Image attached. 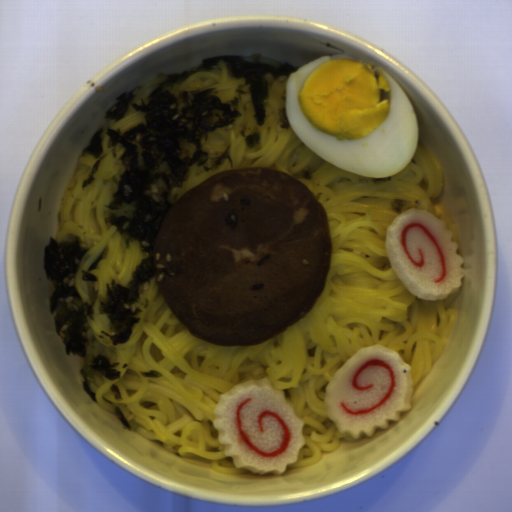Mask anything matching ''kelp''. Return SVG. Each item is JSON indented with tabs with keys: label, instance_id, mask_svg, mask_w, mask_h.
I'll return each mask as SVG.
<instances>
[{
	"label": "kelp",
	"instance_id": "kelp-1",
	"mask_svg": "<svg viewBox=\"0 0 512 512\" xmlns=\"http://www.w3.org/2000/svg\"><path fill=\"white\" fill-rule=\"evenodd\" d=\"M221 60L231 77H243L245 81L236 90L234 100L222 104L218 96L212 95L211 88L172 93L174 85L197 71H210ZM297 70L292 64L258 53L211 56L182 72L159 74L146 98L142 95L144 86L128 89L105 111L79 156L91 155L95 160L82 189L95 181L106 157L103 142L108 136L111 158L118 159L124 171L110 203L104 205L108 212L103 221L117 230L124 248L130 249V243L137 241L141 253L147 254L133 270L130 282L122 284L112 278L99 299V315L104 314L115 333L100 332L111 340L112 346L128 342L140 322L143 309L134 310V304L141 300L147 283L156 278L155 250L163 218L179 199L177 194L171 197L173 190L184 187L192 165L207 173L217 170L227 159L230 170L234 169L228 153L231 145L225 152H210L204 146L207 135L241 118L237 108L247 85L253 118L262 127L273 84L281 76L289 79ZM131 108L145 114L146 125L140 123L120 136L110 124L122 119Z\"/></svg>",
	"mask_w": 512,
	"mask_h": 512
},
{
	"label": "kelp",
	"instance_id": "kelp-2",
	"mask_svg": "<svg viewBox=\"0 0 512 512\" xmlns=\"http://www.w3.org/2000/svg\"><path fill=\"white\" fill-rule=\"evenodd\" d=\"M90 249L82 246V236L67 234L62 240L50 237L43 246V270L46 280L54 287L48 312L52 315L54 329L66 356L81 357L79 369L83 378L82 389L96 401L91 381L104 376L108 381L120 378L116 369L120 362L112 363L114 350L101 343L87 320L93 321L94 306L99 298L97 289H91L90 303L84 301L78 291L76 278L81 263Z\"/></svg>",
	"mask_w": 512,
	"mask_h": 512
},
{
	"label": "kelp",
	"instance_id": "kelp-3",
	"mask_svg": "<svg viewBox=\"0 0 512 512\" xmlns=\"http://www.w3.org/2000/svg\"><path fill=\"white\" fill-rule=\"evenodd\" d=\"M108 251H109V249L107 247H104V249L95 258V260L92 262V264L89 266L88 269H81L82 282H91V283L99 282L98 276L93 274L92 271H95L96 269L99 268V264L102 260H106Z\"/></svg>",
	"mask_w": 512,
	"mask_h": 512
},
{
	"label": "kelp",
	"instance_id": "kelp-4",
	"mask_svg": "<svg viewBox=\"0 0 512 512\" xmlns=\"http://www.w3.org/2000/svg\"><path fill=\"white\" fill-rule=\"evenodd\" d=\"M391 208L394 212H396L397 214L400 215L401 213H403L405 211L411 210L412 205H411V203H409L403 199L396 198L391 202Z\"/></svg>",
	"mask_w": 512,
	"mask_h": 512
},
{
	"label": "kelp",
	"instance_id": "kelp-5",
	"mask_svg": "<svg viewBox=\"0 0 512 512\" xmlns=\"http://www.w3.org/2000/svg\"><path fill=\"white\" fill-rule=\"evenodd\" d=\"M277 115L280 122L279 127L283 130H288L291 124L286 116V108H279Z\"/></svg>",
	"mask_w": 512,
	"mask_h": 512
},
{
	"label": "kelp",
	"instance_id": "kelp-6",
	"mask_svg": "<svg viewBox=\"0 0 512 512\" xmlns=\"http://www.w3.org/2000/svg\"><path fill=\"white\" fill-rule=\"evenodd\" d=\"M260 140H261V134L256 133V134L247 136L244 139V144L249 149H254L259 144Z\"/></svg>",
	"mask_w": 512,
	"mask_h": 512
},
{
	"label": "kelp",
	"instance_id": "kelp-7",
	"mask_svg": "<svg viewBox=\"0 0 512 512\" xmlns=\"http://www.w3.org/2000/svg\"><path fill=\"white\" fill-rule=\"evenodd\" d=\"M114 412H115L116 417L118 418V420L122 424V426L125 427L126 429L132 431V427H131L130 423L127 421V419L125 418L121 408L118 405L116 407H114Z\"/></svg>",
	"mask_w": 512,
	"mask_h": 512
},
{
	"label": "kelp",
	"instance_id": "kelp-8",
	"mask_svg": "<svg viewBox=\"0 0 512 512\" xmlns=\"http://www.w3.org/2000/svg\"><path fill=\"white\" fill-rule=\"evenodd\" d=\"M225 221H226L228 227L230 228V230L233 232V230L238 225V216L235 213L228 215V216H226Z\"/></svg>",
	"mask_w": 512,
	"mask_h": 512
},
{
	"label": "kelp",
	"instance_id": "kelp-9",
	"mask_svg": "<svg viewBox=\"0 0 512 512\" xmlns=\"http://www.w3.org/2000/svg\"><path fill=\"white\" fill-rule=\"evenodd\" d=\"M143 376L148 377V378L163 377V375L161 373H159L158 371H156L155 369L151 370V371H145L143 373Z\"/></svg>",
	"mask_w": 512,
	"mask_h": 512
},
{
	"label": "kelp",
	"instance_id": "kelp-10",
	"mask_svg": "<svg viewBox=\"0 0 512 512\" xmlns=\"http://www.w3.org/2000/svg\"><path fill=\"white\" fill-rule=\"evenodd\" d=\"M110 390L113 392L115 400L120 401L122 399L121 393H120L119 388H118V386L116 384L111 385V389Z\"/></svg>",
	"mask_w": 512,
	"mask_h": 512
},
{
	"label": "kelp",
	"instance_id": "kelp-11",
	"mask_svg": "<svg viewBox=\"0 0 512 512\" xmlns=\"http://www.w3.org/2000/svg\"><path fill=\"white\" fill-rule=\"evenodd\" d=\"M301 172H302L303 179H305L306 181L313 180V175H312L310 169L305 168V169H302Z\"/></svg>",
	"mask_w": 512,
	"mask_h": 512
},
{
	"label": "kelp",
	"instance_id": "kelp-12",
	"mask_svg": "<svg viewBox=\"0 0 512 512\" xmlns=\"http://www.w3.org/2000/svg\"><path fill=\"white\" fill-rule=\"evenodd\" d=\"M391 176H387V177H372L371 181L373 184H380L384 181H387V180H391Z\"/></svg>",
	"mask_w": 512,
	"mask_h": 512
}]
</instances>
